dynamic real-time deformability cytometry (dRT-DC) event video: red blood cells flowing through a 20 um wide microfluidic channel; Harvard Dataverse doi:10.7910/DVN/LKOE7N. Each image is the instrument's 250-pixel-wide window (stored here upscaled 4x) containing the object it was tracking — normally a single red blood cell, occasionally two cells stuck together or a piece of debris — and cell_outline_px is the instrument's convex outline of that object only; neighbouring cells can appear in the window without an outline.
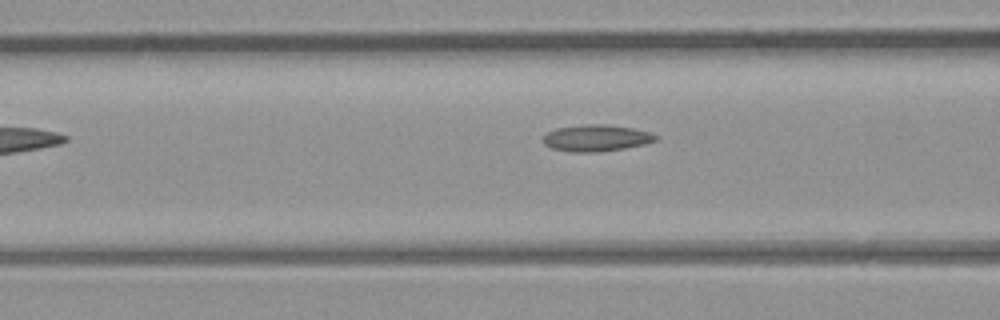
{"species": "common noctule bat (a hibernating species)", "species_latin": "Nyctalus noctula", "temperature_condition": "room temperature", "stored_images_in_passage": 23, "camera_frame_rate_fps": 3000, "um_per_image_px": 0.085, "animal": {"sex": "male", "body_mass_g": 23.1, "forearm_length_mm": 52.7}, "frame": {"image": 1, "passage_image": 4, "time_ms": 1.0, "image_size_px": [1000, 320], "cell_outline_px": [[660, 136], [656, 140], [644, 144], [624, 148], [596, 152], [572, 152], [552, 148], [544, 144], [544, 136], [548, 132], [556, 128], [584, 124], [608, 124], [632, 128], [648, 132]], "centroid_in_image_um": [50.69, 11.72], "position_along_channel_um": 115.9, "area_um2": 17.34}}
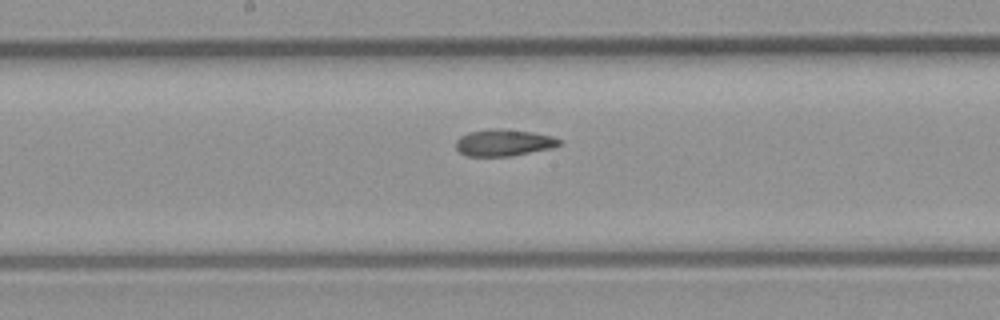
{"frame": {"image": 2, "passage_image": 10, "time_ms": 3.0, "image_size_px": [1000, 320], "cell_outline_px": [[564, 140], [560, 144], [552, 148], [512, 156], [468, 156], [460, 152], [456, 148], [456, 140], [460, 136], [468, 132], [488, 128], [496, 128], [532, 132], [552, 136]], "centroid_in_image_um": [42.82, 12.12], "position_along_channel_um": 205.4, "area_um2": 16.24}}
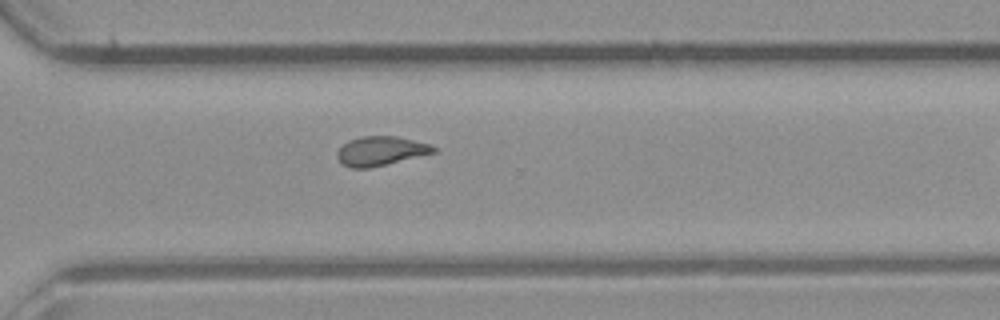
{"frame": {"image": 3, "passage_image": 19, "time_ms": 6.0, "image_size_px": [1000, 320], "cell_outline_px": [[436, 152], [372, 168], [348, 168], [340, 164], [336, 156], [336, 152], [348, 140], [360, 136], [396, 136], [432, 144], [436, 148]], "centroid_in_image_um": [32.33, 12.84], "position_along_channel_um": 338.3, "area_um2": 16.7}}